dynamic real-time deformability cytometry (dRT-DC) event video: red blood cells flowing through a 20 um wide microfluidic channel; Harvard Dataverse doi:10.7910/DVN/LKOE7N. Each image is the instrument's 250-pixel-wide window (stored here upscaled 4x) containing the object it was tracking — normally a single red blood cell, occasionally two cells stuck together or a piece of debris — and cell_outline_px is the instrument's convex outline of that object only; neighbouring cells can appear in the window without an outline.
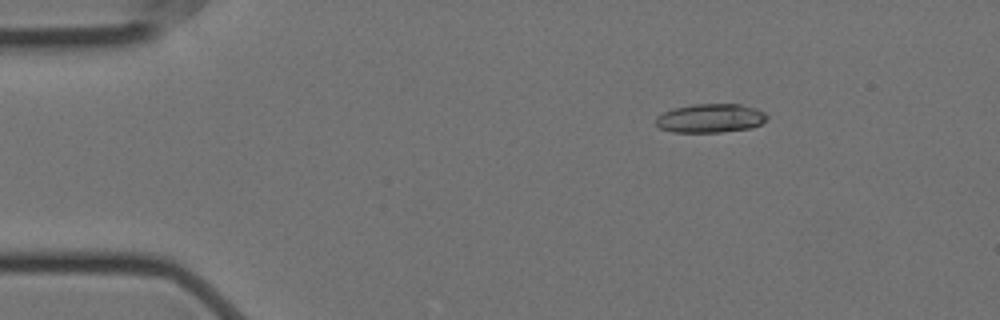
{"species": "Egyptian fruit bat (a non-hibernating species)", "species_latin": "Rousettus aegyptiacus", "temperature_condition": "cold", "stored_images_in_passage": 6, "camera_frame_rate_fps": 3000, "um_per_image_px": 0.085, "animal": {"sex": "female"}, "frame": {"image": 1, "passage_image": 3, "time_ms": 0.667, "image_size_px": [1000, 320], "cell_outline_px": [[768, 120], [752, 128], [720, 132], [672, 132], [660, 128], [656, 124], [656, 116], [664, 112], [676, 108], [692, 104], [740, 104], [756, 108], [764, 112], [768, 116]], "centroid_in_image_um": [60.41, 10.05], "position_along_channel_um": 24.6, "area_um2": 18.73}}
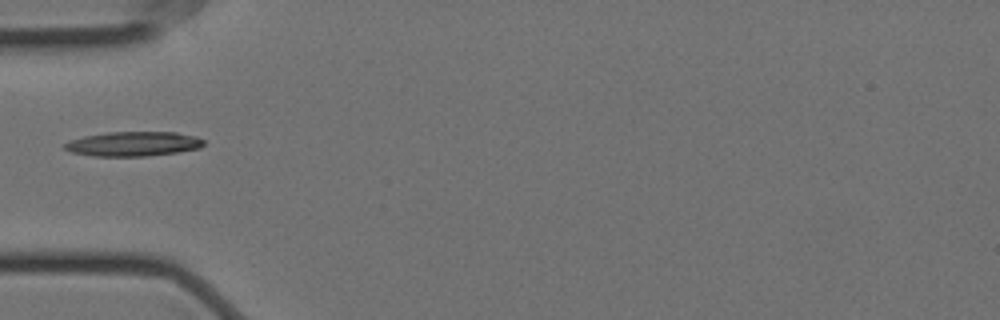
{"frame": {"image": 2, "passage_image": 6, "time_ms": 1.667, "image_size_px": [1000, 320], "cell_outline_px": [[204, 144], [200, 148], [176, 152], [148, 156], [92, 156], [72, 152], [64, 148], [64, 144], [72, 140], [84, 136], [108, 132], [176, 132], [196, 136], [204, 140]], "centroid_in_image_um": [11.36, 12.23], "position_along_channel_um": 73.6, "area_um2": 19.83}}